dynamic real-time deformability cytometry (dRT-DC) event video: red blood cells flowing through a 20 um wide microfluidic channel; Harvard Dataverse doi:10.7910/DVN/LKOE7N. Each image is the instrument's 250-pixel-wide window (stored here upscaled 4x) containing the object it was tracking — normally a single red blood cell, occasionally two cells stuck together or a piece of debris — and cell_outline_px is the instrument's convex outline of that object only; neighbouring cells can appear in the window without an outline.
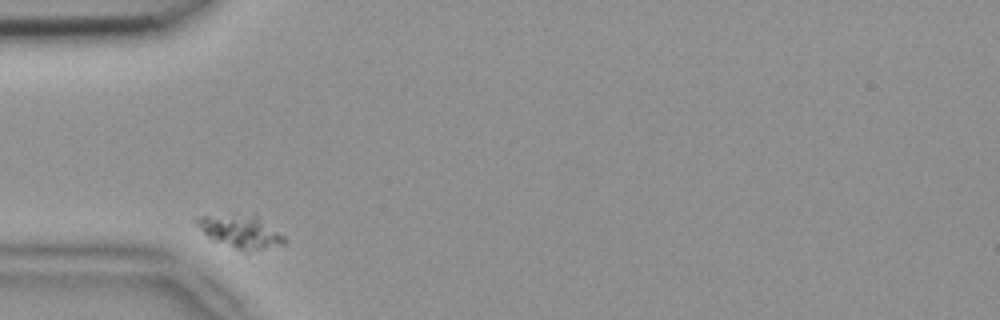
{"species": "common noctule bat (a hibernating species)", "species_latin": "Nyctalus noctula", "temperature_condition": "room temperature", "stored_images_in_passage": 2, "camera_frame_rate_fps": 3000, "um_per_image_px": 0.085, "animal": {"sex": "female", "body_mass_g": 18.4}, "frame": {"image": 1, "passage_image": 1, "time_ms": 0.0, "image_size_px": [1000, 320], "cell_outline_px": [[288, 240], [284, 244], [244, 252], [212, 240], [192, 220], [200, 216], [256, 212], [284, 236]], "centroid_in_image_um": [20.47, 19.63], "position_along_channel_um": 64.5, "area_um2": 17.4}}